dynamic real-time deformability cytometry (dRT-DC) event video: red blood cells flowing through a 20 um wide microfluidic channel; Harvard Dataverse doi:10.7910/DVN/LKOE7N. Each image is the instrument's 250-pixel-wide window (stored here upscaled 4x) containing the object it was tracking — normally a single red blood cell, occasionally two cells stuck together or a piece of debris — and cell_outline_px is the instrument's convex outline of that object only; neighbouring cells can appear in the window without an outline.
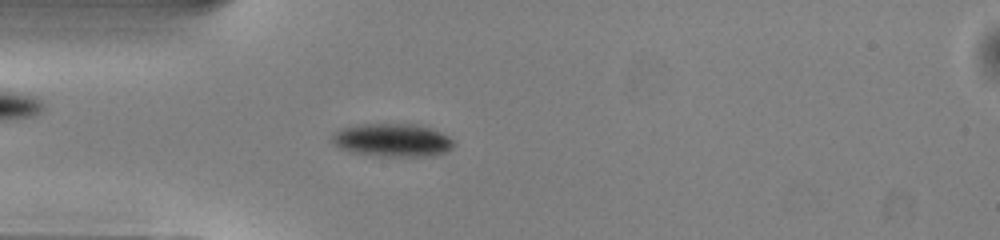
{"species": "common noctule bat (a hibernating species)", "species_latin": "Nyctalus noctula", "temperature_condition": "warm", "stored_images_in_passage": 47, "camera_frame_rate_fps": 3000, "um_per_image_px": 0.085, "animal": {"sex": "male", "body_mass_g": 13.0, "forearm_length_mm": 53.1}, "frame": {"image": 1, "passage_image": 10, "time_ms": 3.0, "image_size_px": [1000, 240], "cell_outline_px": [[456, 144], [448, 152], [436, 156], [380, 156], [348, 152], [332, 144], [332, 132], [340, 128], [356, 124], [420, 124], [432, 128], [448, 136]], "centroid_in_image_um": [33.35, 11.91], "position_along_channel_um": 51.7, "area_um2": 24.04}}
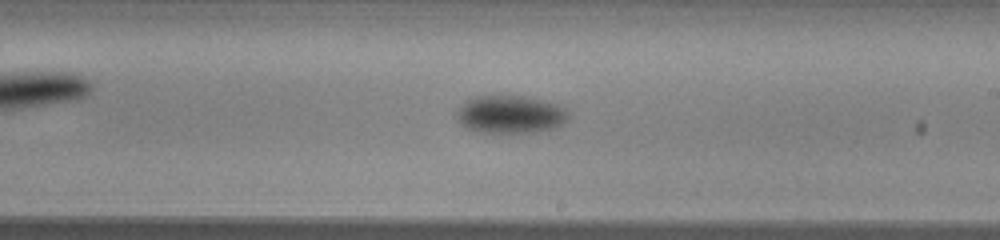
{"frame": {"image": 2, "passage_image": 25, "time_ms": 8.0, "image_size_px": [1000, 240], "cell_outline_px": [[572, 116], [568, 120], [552, 128], [536, 132], [480, 132], [468, 128], [456, 116], [456, 112], [468, 100], [476, 96], [528, 96], [556, 104], [564, 108]], "centroid_in_image_um": [43.43, 9.71], "position_along_channel_um": 245.6, "area_um2": 24.28}}
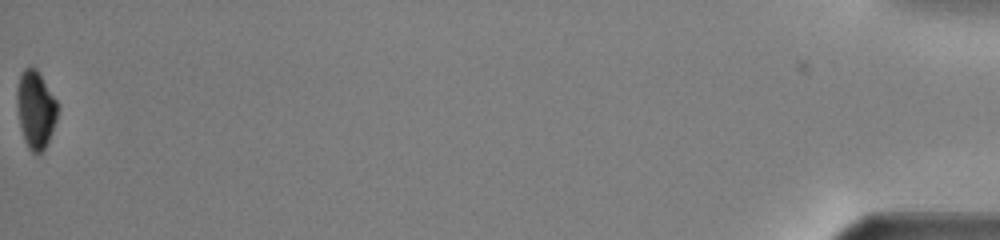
{"frame": {"image": 3, "passage_image": 47, "time_ms": 15.333, "image_size_px": [1000, 240], "cell_outline_px": [[60, 108], [52, 132], [44, 148], [36, 156], [28, 148], [24, 140], [20, 128], [16, 104], [16, 88], [20, 72], [24, 68], [36, 68], [56, 100]], "centroid_in_image_um": [3.01, 9.31], "position_along_channel_um": 432.2, "area_um2": 18.61}, "authors_computed_cell_mechanics": {"area_um2": 22.4842, "velocity_mm_per_s": 4.0363, "shape_relaxation_time_tau1_ms": 2.5027, "shape_relaxation_time_tau2_ms": null, "deformation_change_tau1": 0.1065, "deformation_change_tau2": null}}